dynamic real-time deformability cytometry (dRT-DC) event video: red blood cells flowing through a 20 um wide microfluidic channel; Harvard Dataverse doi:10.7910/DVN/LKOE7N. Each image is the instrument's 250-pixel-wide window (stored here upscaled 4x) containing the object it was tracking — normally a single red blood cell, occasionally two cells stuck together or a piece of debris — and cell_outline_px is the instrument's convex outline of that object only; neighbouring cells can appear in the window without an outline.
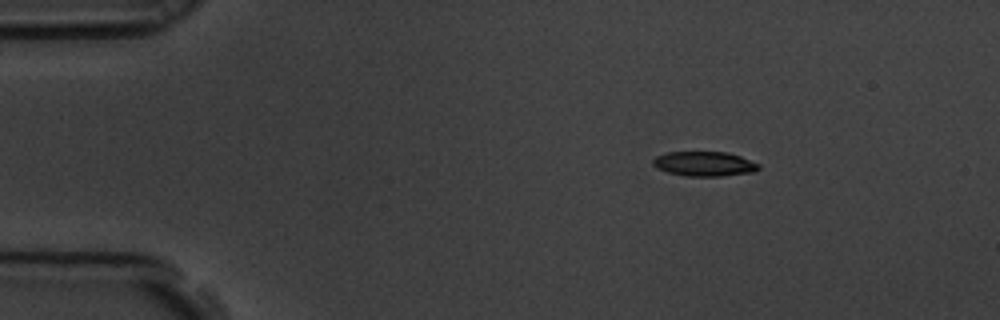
{"species": "common noctule bat (a hibernating species)", "species_latin": "Nyctalus noctula", "temperature_condition": "room temperature", "stored_images_in_passage": 4, "camera_frame_rate_fps": 3000, "um_per_image_px": 0.085, "animal": {"sex": "male", "body_mass_g": 19.5, "forearm_length_mm": 54.6}, "frame": {"image": 1, "passage_image": 2, "time_ms": 0.333, "image_size_px": [1000, 320], "cell_outline_px": [[760, 168], [756, 172], [720, 176], [684, 176], [668, 172], [656, 168], [652, 164], [652, 160], [656, 156], [668, 152], [728, 152], [740, 156], [760, 164]], "centroid_in_image_um": [59.88, 13.93], "position_along_channel_um": 25.1, "area_um2": 15.32}}